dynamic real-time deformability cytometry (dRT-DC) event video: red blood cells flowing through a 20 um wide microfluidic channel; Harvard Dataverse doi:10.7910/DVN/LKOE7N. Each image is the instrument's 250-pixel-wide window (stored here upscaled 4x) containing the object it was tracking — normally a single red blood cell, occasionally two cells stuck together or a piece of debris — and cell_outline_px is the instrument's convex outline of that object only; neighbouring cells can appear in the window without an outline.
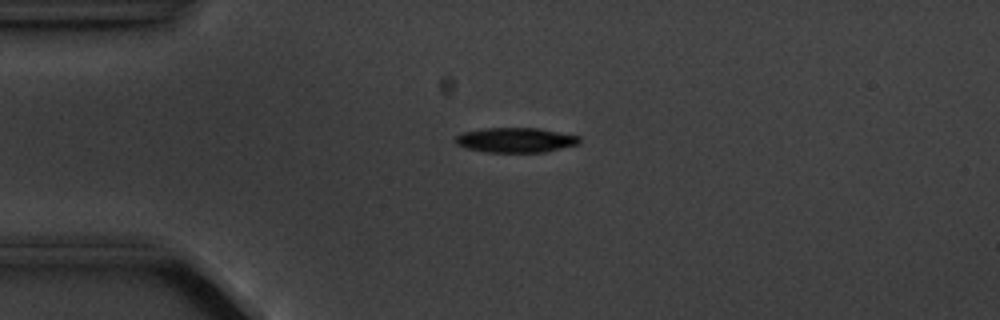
{"species": "common noctule bat (a hibernating species)", "species_latin": "Nyctalus noctula", "temperature_condition": "cold", "stored_images_in_passage": 2, "camera_frame_rate_fps": 3000, "um_per_image_px": 0.085, "animal": {"sex": "male", "body_mass_g": 20.1, "forearm_length_mm": 53.5}, "frame": {"image": 1, "passage_image": 2, "time_ms": 1.333, "image_size_px": [1000, 320], "cell_outline_px": [[580, 144], [544, 152], [484, 152], [464, 148], [456, 144], [456, 136], [464, 132], [484, 128], [540, 128], [580, 136]], "centroid_in_image_um": [43.84, 11.91], "position_along_channel_um": 41.2, "area_um2": 18.03}}